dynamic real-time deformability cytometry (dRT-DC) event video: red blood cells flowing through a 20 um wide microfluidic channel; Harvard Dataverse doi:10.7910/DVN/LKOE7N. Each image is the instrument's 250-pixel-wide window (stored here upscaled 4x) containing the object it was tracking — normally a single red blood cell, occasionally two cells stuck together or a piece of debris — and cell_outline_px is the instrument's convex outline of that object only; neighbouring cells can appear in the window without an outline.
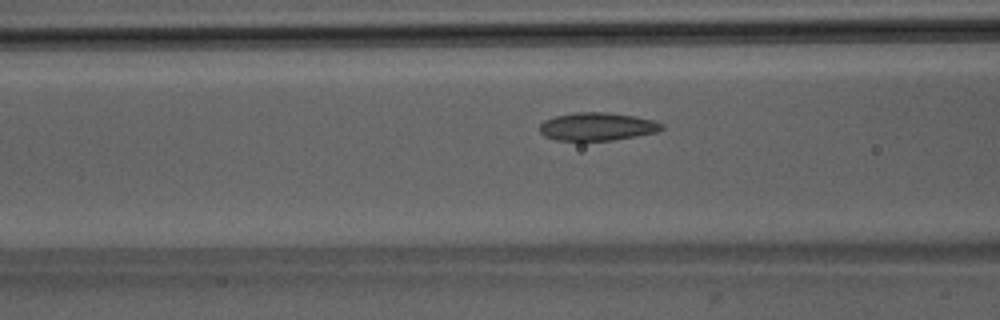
{"species": "Egyptian fruit bat (a non-hibernating species)", "species_latin": "Rousettus aegyptiacus", "temperature_condition": "room temperature", "stored_images_in_passage": 47, "camera_frame_rate_fps": 3000, "um_per_image_px": 0.085, "animal": {"sex": "male"}, "frame": {"image": 1, "passage_image": 17, "time_ms": 5.333, "image_size_px": [1000, 320], "cell_outline_px": [[664, 128], [656, 132], [636, 136], [612, 140], [556, 140], [544, 136], [540, 132], [540, 124], [544, 120], [556, 116], [576, 112], [608, 112], [636, 116], [656, 120], [664, 124]], "centroid_in_image_um": [50.79, 10.75], "position_along_channel_um": 115.8, "area_um2": 20.0}}
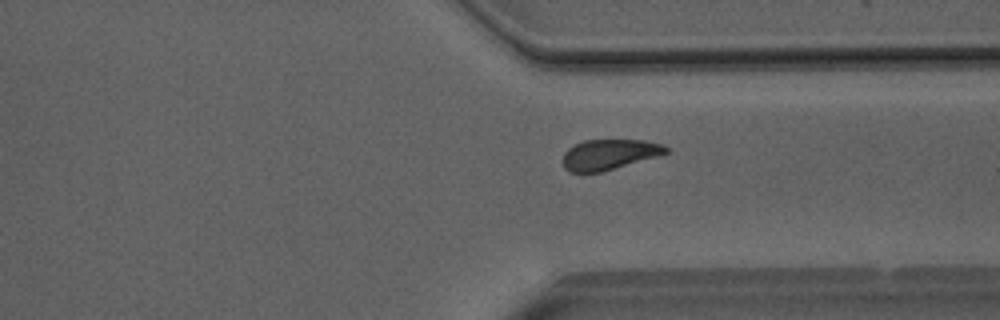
{"frame": {"image": 2, "passage_image": 35, "time_ms": 11.333, "image_size_px": [1000, 320], "cell_outline_px": [[672, 152], [660, 156], [600, 172], [568, 172], [564, 168], [564, 152], [568, 148], [584, 140], [644, 140], [664, 144], [672, 148]], "centroid_in_image_um": [51.88, 13.12], "position_along_channel_um": 359.5, "area_um2": 18.5}}
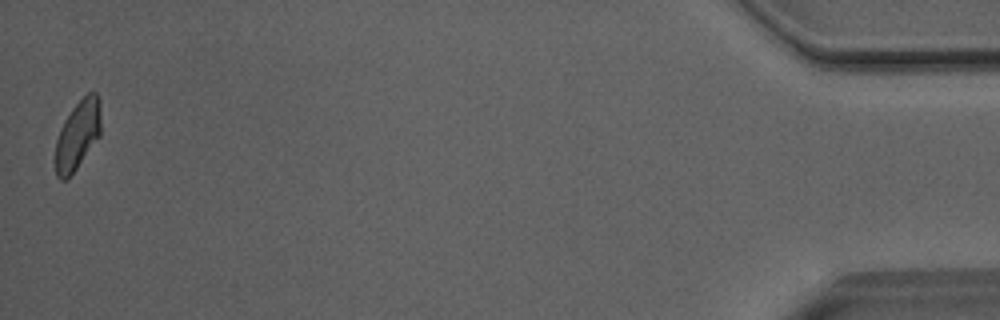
{"frame": {"image": 3, "passage_image": 47, "time_ms": 15.333, "image_size_px": [1000, 320], "cell_outline_px": [[100, 136], [68, 180], [60, 180], [56, 176], [56, 140], [60, 128], [64, 120], [72, 108], [88, 92], [96, 92], [100, 100]], "centroid_in_image_um": [6.6, 11.49], "position_along_channel_um": 428.6, "area_um2": 18.38}, "authors_computed_cell_mechanics": {"area_um2": 19.4208, "velocity_mm_per_s": 4.0607, "shape_relaxation_time_tau1_ms": 5.6357, "shape_relaxation_time_tau2_ms": 2.3316, "deformation_change_tau1": 0.111, "deformation_change_tau2": 0.0636}}